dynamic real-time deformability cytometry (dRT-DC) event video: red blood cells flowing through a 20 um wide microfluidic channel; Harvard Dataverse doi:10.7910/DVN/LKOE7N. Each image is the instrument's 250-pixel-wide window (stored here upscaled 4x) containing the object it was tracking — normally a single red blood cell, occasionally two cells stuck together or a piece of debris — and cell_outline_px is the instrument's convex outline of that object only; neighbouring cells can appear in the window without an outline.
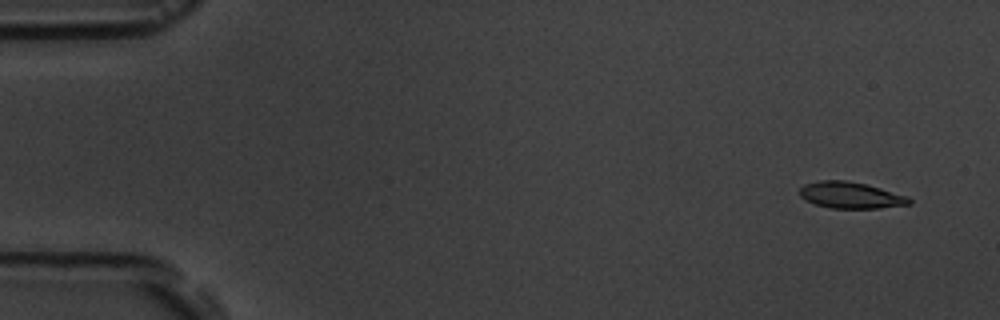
{"species": "common noctule bat (a hibernating species)", "species_latin": "Nyctalus noctula", "temperature_condition": "room temperature", "stored_images_in_passage": 6, "camera_frame_rate_fps": 3000, "um_per_image_px": 0.085, "animal": {"sex": "male", "body_mass_g": 19.5, "forearm_length_mm": 54.6}, "frame": {"image": 1, "passage_image": 2, "time_ms": 1.0, "image_size_px": [1000, 320], "cell_outline_px": [[912, 204], [880, 208], [832, 208], [816, 204], [800, 196], [800, 188], [804, 184], [820, 180], [844, 180], [864, 184], [880, 188], [908, 196], [912, 200]], "centroid_in_image_um": [72.34, 16.59], "position_along_channel_um": 12.7, "area_um2": 16.7}}